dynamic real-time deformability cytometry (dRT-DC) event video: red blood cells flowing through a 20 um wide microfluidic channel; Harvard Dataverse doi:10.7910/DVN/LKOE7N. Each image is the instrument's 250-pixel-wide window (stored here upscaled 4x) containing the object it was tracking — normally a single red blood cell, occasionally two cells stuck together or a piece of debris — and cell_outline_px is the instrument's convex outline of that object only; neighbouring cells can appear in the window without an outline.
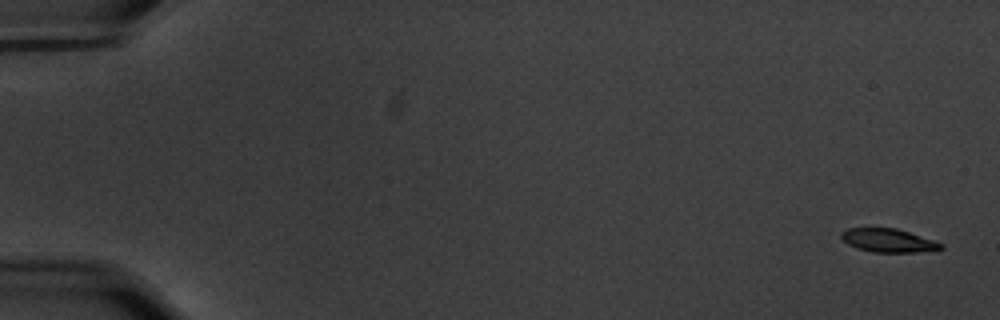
{"species": "common noctule bat (a hibernating species)", "species_latin": "Nyctalus noctula", "temperature_condition": "warm", "stored_images_in_passage": 59, "camera_frame_rate_fps": 3000, "um_per_image_px": 0.085, "animal": {"sex": "male", "body_mass_g": 20.1, "forearm_length_mm": 53.5}, "frame": {"image": 1, "passage_image": 2, "time_ms": 0.333, "image_size_px": [1000, 320], "cell_outline_px": [[944, 248], [936, 252], [872, 252], [856, 248], [848, 244], [840, 236], [840, 232], [848, 228], [896, 228], [936, 240], [944, 244]], "centroid_in_image_um": [75.59, 20.45], "position_along_channel_um": 9.4, "area_um2": 13.99}}
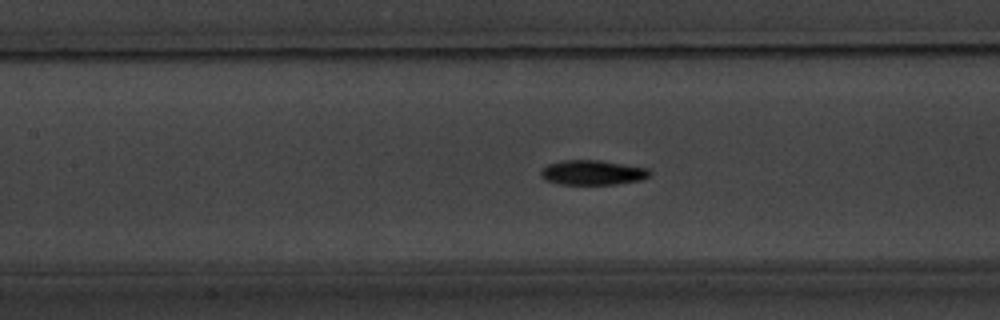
{"frame": {"image": 2, "passage_image": 28, "time_ms": 9.0, "image_size_px": [1000, 320], "cell_outline_px": [[652, 176], [640, 180], [616, 184], [560, 184], [544, 180], [540, 176], [540, 172], [548, 164], [564, 160], [600, 160], [648, 168], [652, 172]], "centroid_in_image_um": [50.39, 14.67], "position_along_channel_um": 157.0, "area_um2": 15.78}}
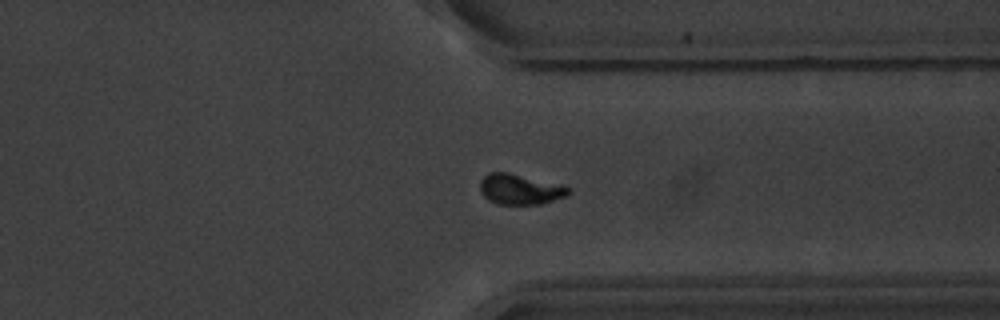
{"frame": {"image": 3, "passage_image": 46, "time_ms": 15.0, "image_size_px": [1000, 320], "cell_outline_px": [[572, 192], [568, 196], [540, 204], [500, 204], [488, 200], [480, 192], [480, 180], [488, 172], [508, 172], [564, 184], [572, 188]], "centroid_in_image_um": [44.26, 16.07], "position_along_channel_um": 367.1, "area_um2": 16.07}, "authors_computed_cell_mechanics": {"area_um2": 15.1436, "velocity_mm_per_s": 3.5103, "shape_relaxation_time_tau1_ms": 2.3921, "shape_relaxation_time_tau2_ms": 2.2318, "deformation_change_tau1": 0.1534, "deformation_change_tau2": 0.0711}}